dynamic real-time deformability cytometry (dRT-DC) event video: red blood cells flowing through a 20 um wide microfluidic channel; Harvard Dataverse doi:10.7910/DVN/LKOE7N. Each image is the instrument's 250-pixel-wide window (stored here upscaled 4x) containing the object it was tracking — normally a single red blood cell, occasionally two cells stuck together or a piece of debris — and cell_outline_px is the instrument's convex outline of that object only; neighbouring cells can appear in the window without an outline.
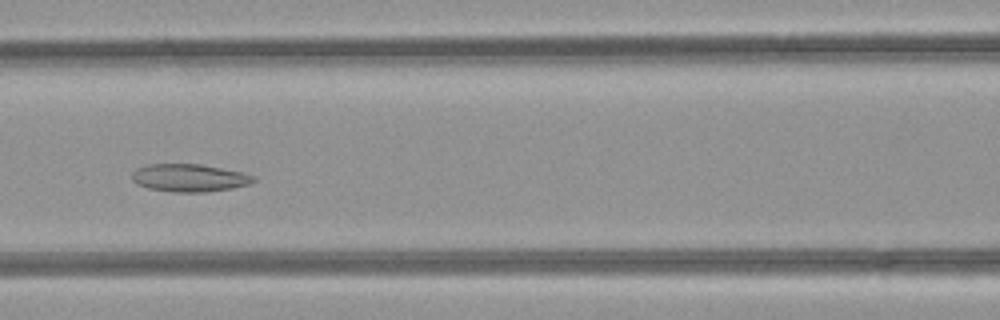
{"species": "common noctule bat (a hibernating species)", "species_latin": "Nyctalus noctula", "temperature_condition": "room temperature", "stored_images_in_passage": 42, "camera_frame_rate_fps": 3000, "um_per_image_px": 0.085, "animal": {"sex": "female", "body_mass_g": 21.9}, "frame": {"image": 1, "passage_image": 21, "time_ms": 6.667, "image_size_px": [1000, 320], "cell_outline_px": [[256, 180], [252, 184], [232, 188], [204, 192], [172, 192], [148, 188], [136, 184], [132, 180], [132, 172], [136, 168], [148, 164], [200, 164], [244, 172], [256, 176]], "centroid_in_image_um": [16.12, 15.11], "position_along_channel_um": 150.5, "area_um2": 19.88}}
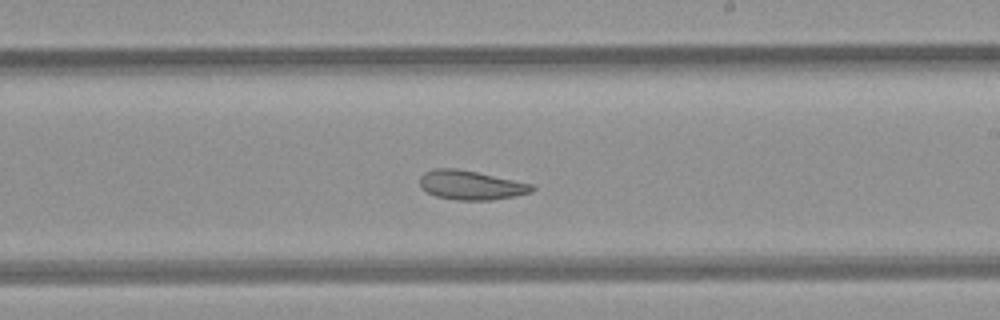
{"frame": {"image": 2, "passage_image": 28, "time_ms": 9.0, "image_size_px": [1000, 320], "cell_outline_px": [[536, 188], [532, 192], [516, 196], [492, 200], [456, 200], [436, 196], [428, 192], [420, 184], [420, 176], [424, 172], [432, 168], [456, 168], [476, 172], [532, 184]], "centroid_in_image_um": [40.03, 15.73], "position_along_channel_um": 249.0, "area_um2": 19.02}}
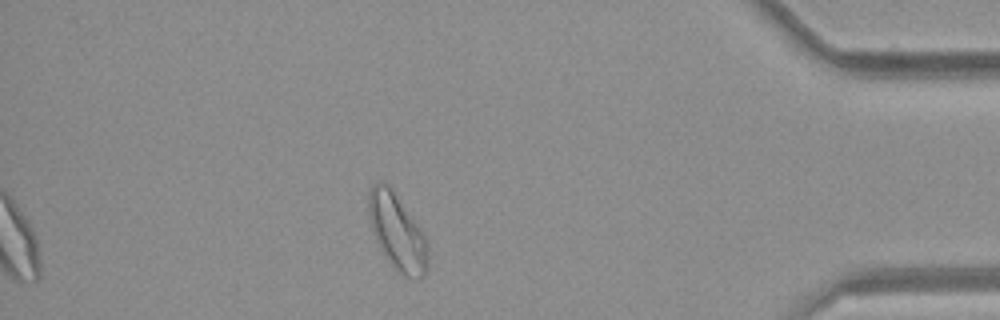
{"frame": {"image": 3, "passage_image": 42, "time_ms": 13.667, "image_size_px": [1000, 320], "cell_outline_px": [[428, 268], [424, 276], [420, 280], [412, 280], [404, 276], [388, 260], [380, 248], [376, 240], [372, 228], [368, 208], [368, 192], [380, 180], [384, 180], [416, 224], [424, 236], [428, 248]], "centroid_in_image_um": [33.77, 19.79], "position_along_channel_um": 401.4, "area_um2": 25.61}, "authors_computed_cell_mechanics": {"area_um2": 25.5476, "velocity_mm_per_s": 4.2344, "shape_relaxation_time_tau1_ms": null, "shape_relaxation_time_tau2_ms": 7.7537, "deformation_change_tau1": null, "deformation_change_tau2": 0.1819}}